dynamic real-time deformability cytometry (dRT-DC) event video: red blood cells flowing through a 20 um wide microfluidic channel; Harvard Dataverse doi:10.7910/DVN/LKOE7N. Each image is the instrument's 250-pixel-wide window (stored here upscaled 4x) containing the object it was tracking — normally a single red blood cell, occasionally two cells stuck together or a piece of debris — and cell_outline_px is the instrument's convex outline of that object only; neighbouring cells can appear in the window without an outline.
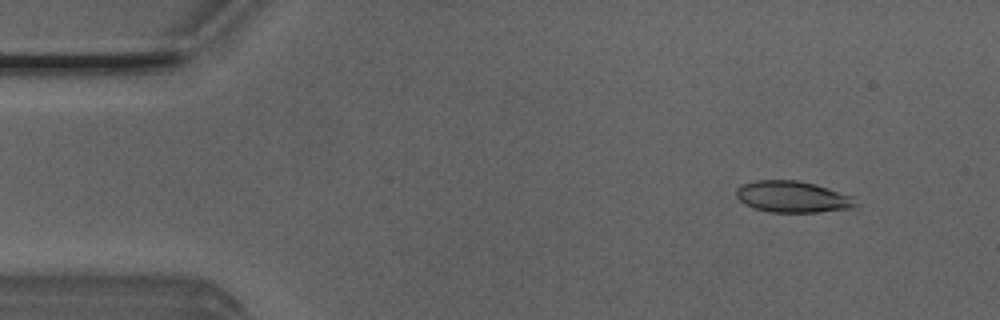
{"species": "Egyptian fruit bat (a non-hibernating species)", "species_latin": "Rousettus aegyptiacus", "temperature_condition": "room temperature", "stored_images_in_passage": 47, "camera_frame_rate_fps": 3000, "um_per_image_px": 0.085, "animal": {"sex": "male"}, "frame": {"image": 1, "passage_image": 2, "time_ms": 0.333, "image_size_px": [1000, 320], "cell_outline_px": [[860, 204], [856, 208], [816, 212], [768, 212], [752, 208], [744, 204], [736, 196], [736, 188], [744, 184], [756, 180], [796, 180], [816, 184], [852, 196]], "centroid_in_image_um": [67.39, 16.74], "position_along_channel_um": 17.6, "area_um2": 22.08}}
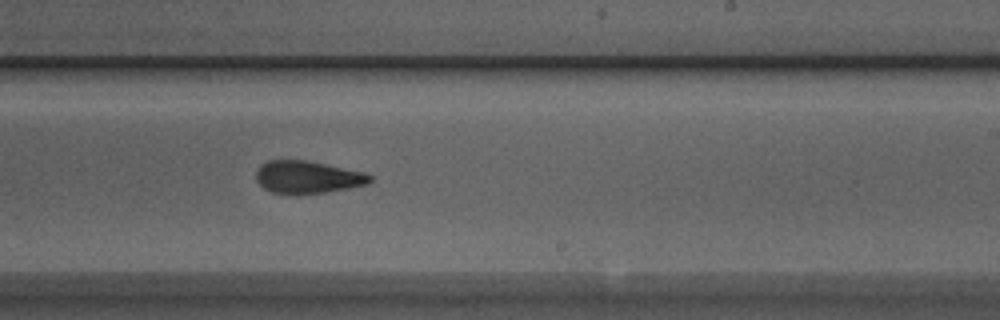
{"frame": {"image": 2, "passage_image": 27, "time_ms": 8.667, "image_size_px": [1000, 320], "cell_outline_px": [[372, 180], [368, 184], [348, 188], [324, 192], [296, 196], [272, 192], [264, 188], [256, 180], [256, 172], [260, 164], [268, 160], [304, 160], [364, 172], [372, 176]], "centroid_in_image_um": [26.11, 15.07], "position_along_channel_um": 262.9, "area_um2": 21.73}}
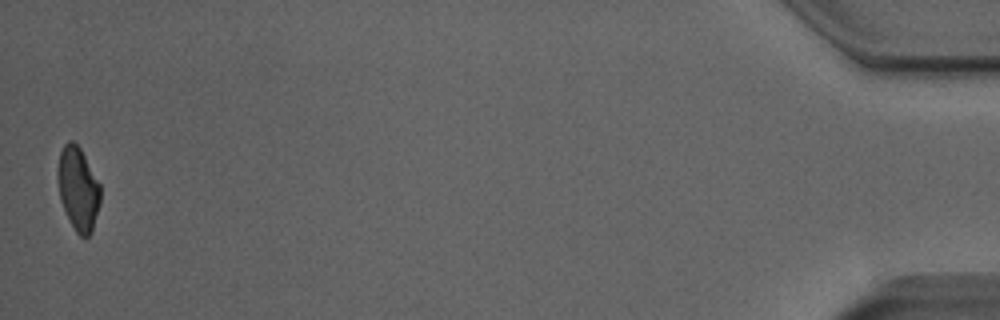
{"frame": {"image": 3, "passage_image": 47, "time_ms": 15.333, "image_size_px": [1000, 320], "cell_outline_px": [[100, 204], [92, 232], [88, 236], [80, 236], [76, 232], [60, 200], [56, 176], [56, 172], [60, 152], [64, 144], [68, 140], [72, 140], [80, 148], [100, 184]], "centroid_in_image_um": [6.63, 16.02], "position_along_channel_um": 428.6, "area_um2": 20.75}, "authors_computed_cell_mechanics": {"area_um2": 21.9062, "velocity_mm_per_s": 4.0061, "shape_relaxation_time_tau1_ms": 8.0613, "shape_relaxation_time_tau2_ms": 1.8098, "deformation_change_tau1": 0.2101, "deformation_change_tau2": 0.0982}}